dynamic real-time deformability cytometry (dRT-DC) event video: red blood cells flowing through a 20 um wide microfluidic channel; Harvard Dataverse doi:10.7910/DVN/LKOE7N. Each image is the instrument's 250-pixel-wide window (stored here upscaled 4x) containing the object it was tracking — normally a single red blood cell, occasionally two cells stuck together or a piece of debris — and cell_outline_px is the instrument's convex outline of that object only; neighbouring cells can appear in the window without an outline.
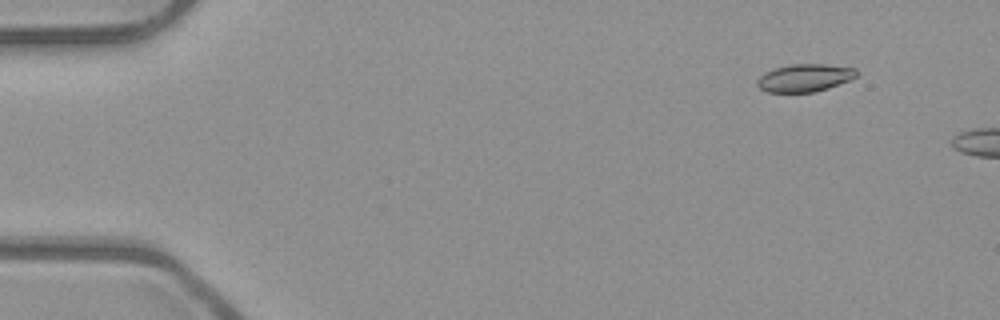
{"species": "common noctule bat (a hibernating species)", "species_latin": "Nyctalus noctula", "temperature_condition": "room temperature", "stored_images_in_passage": 5, "camera_frame_rate_fps": 3000, "um_per_image_px": 0.085, "animal": {"sex": "male", "body_mass_g": 23.1, "forearm_length_mm": 52.7}, "frame": {"image": 1, "passage_image": 2, "time_ms": 0.333, "image_size_px": [1000, 320], "cell_outline_px": [[860, 72], [856, 76], [848, 80], [828, 88], [812, 92], [768, 92], [760, 88], [756, 84], [756, 80], [764, 72], [772, 68], [792, 64], [824, 64], [856, 68]], "centroid_in_image_um": [68.37, 6.6], "position_along_channel_um": 16.6, "area_um2": 16.07}}